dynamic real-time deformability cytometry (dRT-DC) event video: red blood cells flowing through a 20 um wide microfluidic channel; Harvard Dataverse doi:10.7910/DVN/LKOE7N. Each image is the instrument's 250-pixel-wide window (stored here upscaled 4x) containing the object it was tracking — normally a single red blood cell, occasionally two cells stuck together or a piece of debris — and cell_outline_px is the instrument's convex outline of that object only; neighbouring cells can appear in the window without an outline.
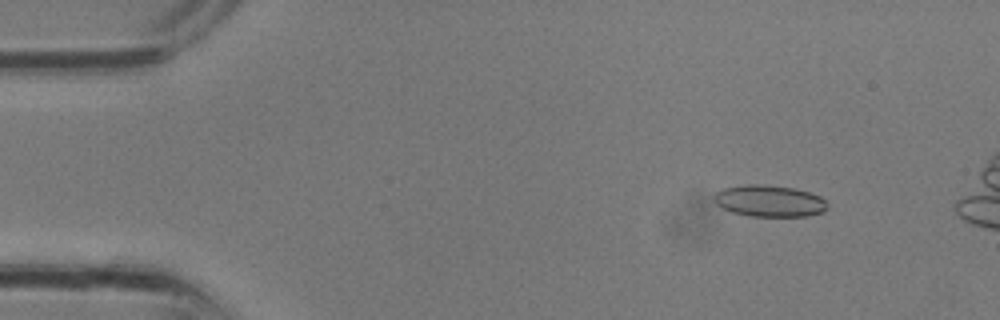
{"species": "common noctule bat (a hibernating species)", "species_latin": "Nyctalus noctula", "temperature_condition": "room temperature", "stored_images_in_passage": 30, "camera_frame_rate_fps": 3000, "um_per_image_px": 0.085, "animal": {"sex": "male", "body_mass_g": 13.3}, "frame": {"image": 1, "passage_image": 4, "time_ms": 1.0, "image_size_px": [1000, 320], "cell_outline_px": [[828, 208], [824, 212], [808, 216], [748, 216], [732, 212], [716, 204], [712, 200], [712, 196], [716, 192], [724, 188], [744, 184], [760, 184], [792, 188], [808, 192], [820, 196], [828, 204]], "centroid_in_image_um": [65.38, 17.08], "position_along_channel_um": 19.6, "area_um2": 20.98}}
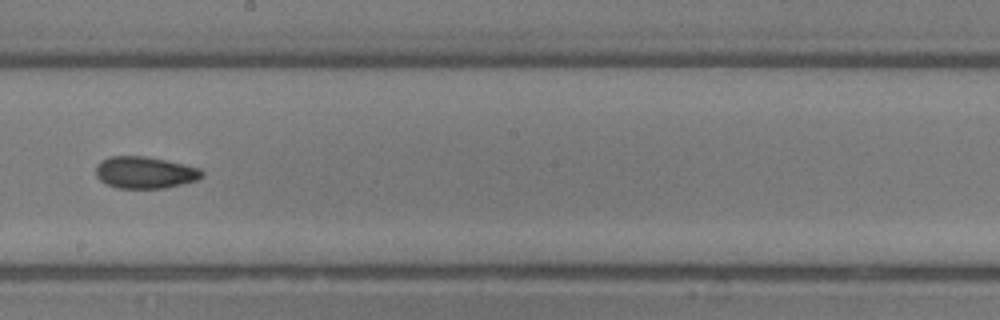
{"frame": {"image": 2, "passage_image": 18, "time_ms": 5.667, "image_size_px": [1000, 320], "cell_outline_px": [[204, 176], [196, 180], [164, 188], [116, 188], [104, 184], [96, 176], [96, 164], [100, 160], [108, 156], [144, 156], [164, 160], [200, 168], [204, 172]], "centroid_in_image_um": [12.27, 14.66], "position_along_channel_um": 235.9, "area_um2": 19.77}}
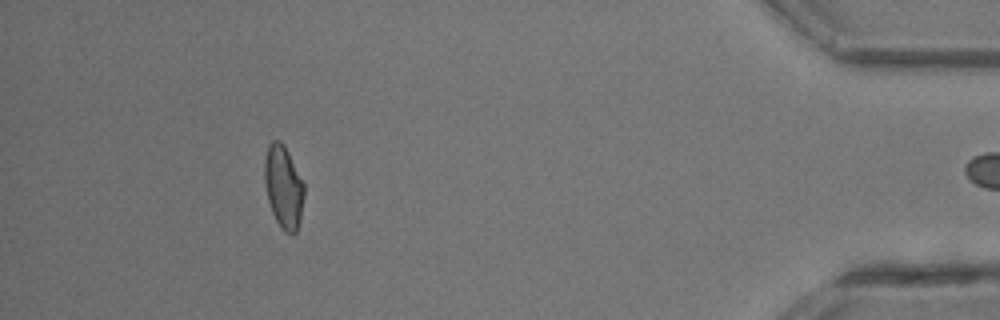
{"frame": {"image": 3, "passage_image": 29, "time_ms": 9.333, "image_size_px": [1000, 320], "cell_outline_px": [[304, 196], [300, 220], [296, 232], [292, 236], [284, 232], [276, 220], [272, 212], [268, 200], [264, 184], [264, 160], [268, 144], [272, 140], [280, 140], [284, 144], [304, 184]], "centroid_in_image_um": [24.08, 15.89], "position_along_channel_um": 411.1, "area_um2": 19.25}}